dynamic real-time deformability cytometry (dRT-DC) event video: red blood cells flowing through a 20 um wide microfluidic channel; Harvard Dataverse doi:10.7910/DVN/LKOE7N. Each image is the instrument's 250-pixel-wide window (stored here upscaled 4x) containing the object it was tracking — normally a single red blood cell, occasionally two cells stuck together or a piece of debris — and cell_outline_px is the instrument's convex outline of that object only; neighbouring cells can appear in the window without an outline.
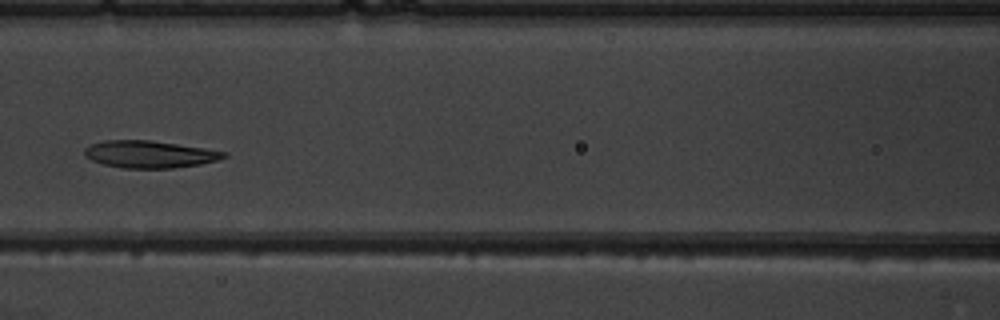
{"species": "common noctule bat (a hibernating species)", "species_latin": "Nyctalus noctula", "temperature_condition": "warm", "stored_images_in_passage": 6, "camera_frame_rate_fps": 3000, "um_per_image_px": 0.085, "animal": {"sex": "male", "body_mass_g": 19.5, "forearm_length_mm": 54.6}, "frame": {"image": 1, "passage_image": 5, "time_ms": 4.667, "image_size_px": [1000, 320], "cell_outline_px": [[228, 156], [216, 160], [200, 164], [172, 168], [124, 168], [104, 164], [92, 160], [84, 156], [84, 148], [92, 144], [104, 140], [148, 140], [204, 148], [228, 152]], "centroid_in_image_um": [12.7, 13.11], "position_along_channel_um": 153.9, "area_um2": 21.91}}
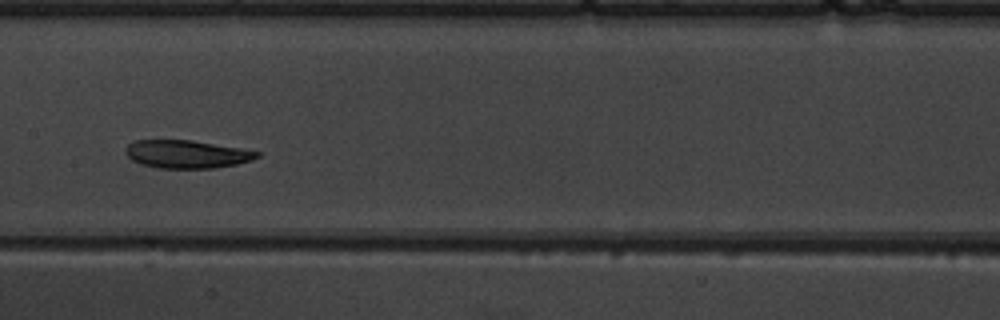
{"frame": {"image": 2, "passage_image": 6, "time_ms": 5.667, "image_size_px": [1000, 320], "cell_outline_px": [[260, 156], [252, 160], [236, 164], [212, 168], [160, 168], [144, 164], [132, 160], [124, 152], [124, 148], [128, 144], [136, 140], [192, 140], [240, 148], [260, 152]], "centroid_in_image_um": [15.87, 13.09], "position_along_channel_um": 191.5, "area_um2": 21.33}}